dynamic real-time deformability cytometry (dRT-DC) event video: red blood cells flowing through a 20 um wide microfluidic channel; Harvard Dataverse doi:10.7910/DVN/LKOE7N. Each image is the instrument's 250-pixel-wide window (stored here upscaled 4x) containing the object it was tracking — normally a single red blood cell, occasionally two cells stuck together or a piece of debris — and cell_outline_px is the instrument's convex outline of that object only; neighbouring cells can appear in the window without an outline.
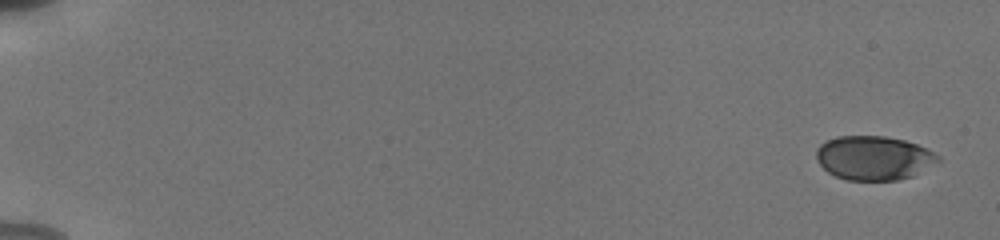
{"species": "human", "species_latin": "Homo sapiens", "temperature_condition": "cold", "stored_images_in_passage": 40, "camera_frame_rate_fps": 3000, "um_per_image_px": 0.085, "donor": {"sex": "male"}, "frame": {"image": 1, "passage_image": 1, "time_ms": 0.0, "image_size_px": [1000, 240], "cell_outline_px": [[940, 160], [912, 176], [896, 180], [848, 180], [836, 176], [828, 172], [820, 164], [816, 156], [816, 148], [820, 144], [836, 136], [884, 136], [904, 140], [916, 144], [940, 156]], "centroid_in_image_um": [74.24, 13.42], "position_along_channel_um": 10.8, "area_um2": 30.98}}
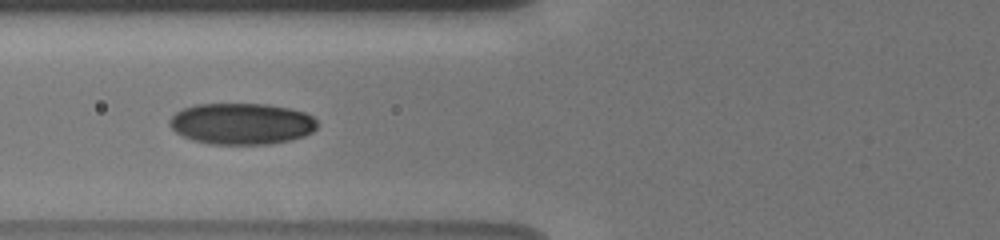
{"frame": {"image": 2, "passage_image": 17, "time_ms": 7.333, "image_size_px": [1000, 240], "cell_outline_px": [[316, 128], [312, 132], [304, 136], [272, 144], [212, 144], [192, 140], [176, 132], [168, 124], [168, 120], [176, 112], [184, 108], [196, 104], [268, 104], [288, 108], [304, 112], [312, 116], [316, 120]], "centroid_in_image_um": [20.52, 10.51], "position_along_channel_um": 105.3, "area_um2": 35.55}}
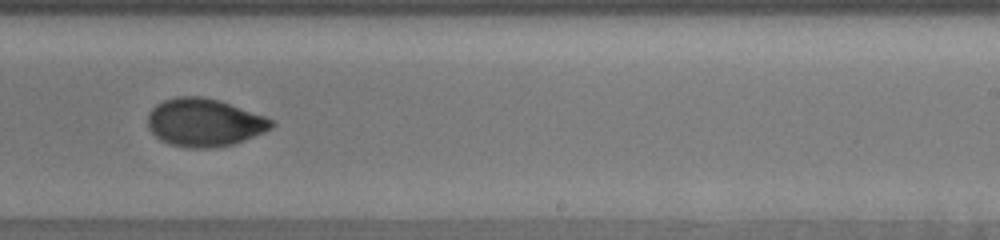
{"frame": {"image": 3, "passage_image": 26, "time_ms": 11.667, "image_size_px": [1000, 240], "cell_outline_px": [[276, 124], [272, 128], [264, 132], [244, 140], [232, 144], [212, 148], [188, 148], [172, 144], [160, 140], [148, 128], [148, 112], [156, 104], [164, 100], [176, 96], [200, 96], [220, 100], [276, 120]], "centroid_in_image_um": [17.38, 10.4], "position_along_channel_um": 271.6, "area_um2": 34.74}, "authors_computed_cell_mechanics": {"area_um2": 33.7552, "velocity_mm_per_s": 3.8441, "shape_relaxation_time_tau1_ms": 3.6504, "shape_relaxation_time_tau2_ms": 1.9049, "deformation_change_tau1": 0.1332, "deformation_change_tau2": 0.0406}}